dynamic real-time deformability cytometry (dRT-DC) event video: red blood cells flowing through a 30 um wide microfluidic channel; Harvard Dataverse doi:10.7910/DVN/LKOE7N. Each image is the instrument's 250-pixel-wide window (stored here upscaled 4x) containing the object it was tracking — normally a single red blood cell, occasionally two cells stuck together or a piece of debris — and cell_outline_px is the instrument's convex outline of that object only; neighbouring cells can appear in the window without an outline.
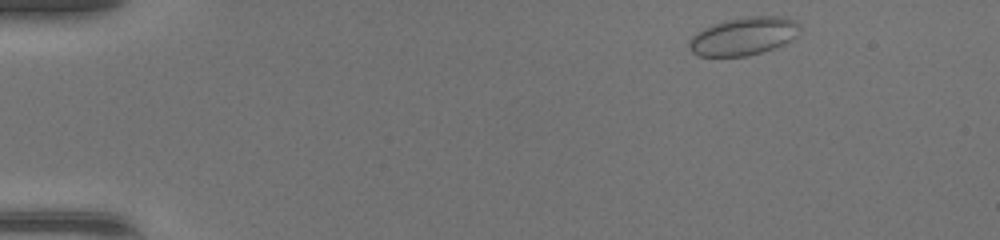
{"species": "common noctule bat (a hibernating species)", "species_latin": "Nyctalus noctula", "temperature_condition": "warm", "stored_images_in_passage": 44, "camera_frame_rate_fps": 3000, "um_per_image_px": 0.085, "animal": {"sex": "female", "body_mass_g": 17.0, "forearm_length_mm": 48.0}, "frame": {"image": 1, "passage_image": 2, "time_ms": 0.333, "image_size_px": [1000, 240], "cell_outline_px": [[800, 28], [796, 36], [772, 48], [760, 52], [744, 56], [696, 56], [688, 48], [688, 40], [696, 32], [704, 28], [728, 20], [744, 16], [776, 16], [796, 20], [800, 24]], "centroid_in_image_um": [63.16, 3.07], "position_along_channel_um": 21.8, "area_um2": 24.22}}
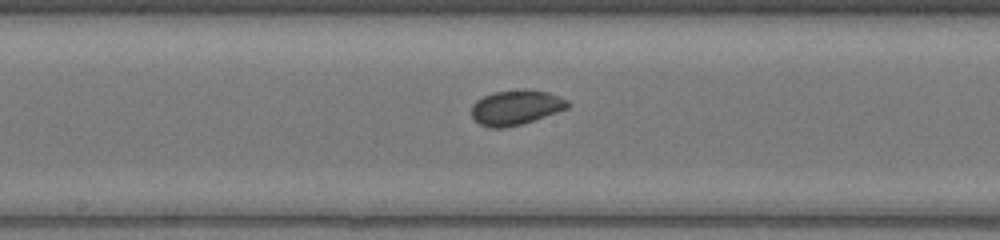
{"frame": {"image": 2, "passage_image": 22, "time_ms": 7.0, "image_size_px": [1000, 240], "cell_outline_px": [[572, 104], [568, 108], [520, 124], [504, 128], [488, 128], [480, 124], [472, 116], [472, 104], [476, 100], [484, 96], [496, 92], [548, 92], [560, 96], [568, 100]], "centroid_in_image_um": [43.84, 9.17], "position_along_channel_um": 204.4, "area_um2": 18.79}}
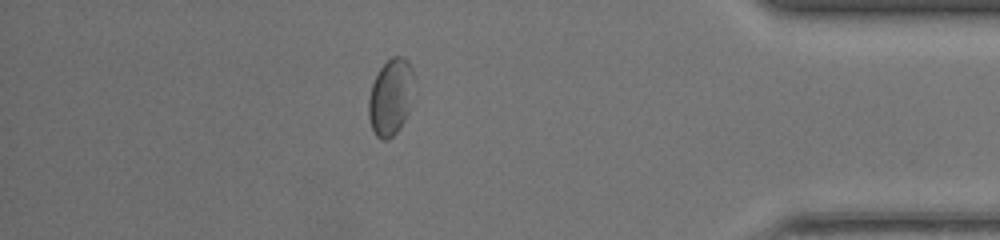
{"frame": {"image": 3, "passage_image": 38, "time_ms": 12.333, "image_size_px": [1000, 240], "cell_outline_px": [[412, 72], [408, 112], [400, 128], [388, 140], [380, 140], [376, 136], [372, 128], [368, 116], [368, 100], [372, 84], [380, 68], [392, 56], [404, 56], [408, 60], [412, 68]], "centroid_in_image_um": [33.16, 8.26], "position_along_channel_um": 402.0, "area_um2": 19.83}, "authors_computed_cell_mechanics": {"area_um2": 19.8832, "velocity_mm_per_s": 4.3495, "shape_relaxation_time_tau1_ms": 7.0393, "shape_relaxation_time_tau2_ms": null, "deformation_change_tau1": 0.1108, "deformation_change_tau2": null}}